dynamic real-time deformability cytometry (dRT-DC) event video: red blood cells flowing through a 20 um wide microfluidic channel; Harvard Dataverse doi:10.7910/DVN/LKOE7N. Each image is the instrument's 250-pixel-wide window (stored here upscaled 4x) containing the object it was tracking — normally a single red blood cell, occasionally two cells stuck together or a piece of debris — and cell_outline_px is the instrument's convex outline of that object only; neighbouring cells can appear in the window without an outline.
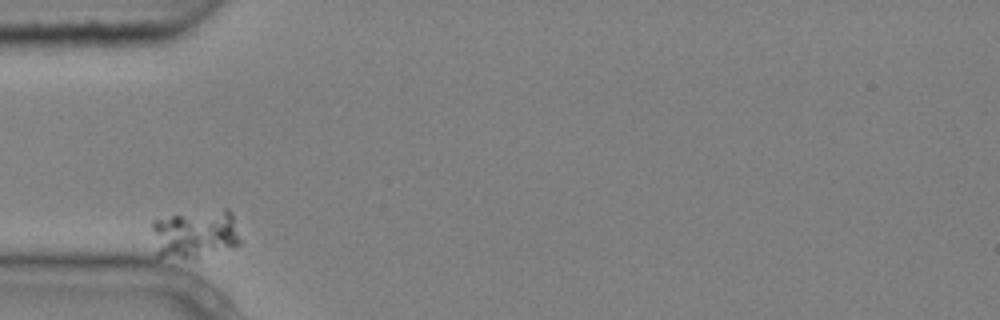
{"species": "common noctule bat (a hibernating species)", "species_latin": "Nyctalus noctula", "temperature_condition": "cold", "stored_images_in_passage": 3, "camera_frame_rate_fps": 3000, "um_per_image_px": 0.085, "animal": {"sex": "male", "body_mass_g": 20.4}, "frame": {"image": 1, "passage_image": 1, "time_ms": 0.0, "image_size_px": [1000, 320], "cell_outline_px": [[240, 244], [232, 248], [196, 256], [156, 256], [152, 228], [152, 220], [172, 216], [224, 208], [228, 208], [232, 212], [240, 240]], "centroid_in_image_um": [16.61, 19.84], "position_along_channel_um": 68.4, "area_um2": 24.45}}
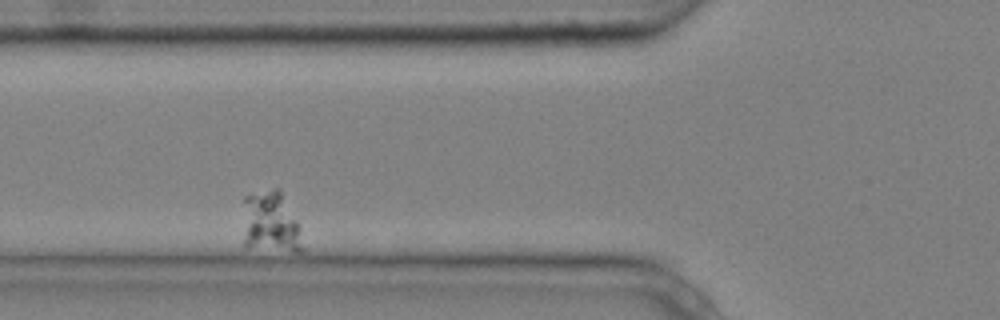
{"frame": {"image": 2, "passage_image": 2, "time_ms": 0.333, "image_size_px": [1000, 320], "cell_outline_px": [[304, 252], [292, 252], [244, 244], [240, 200], [244, 196], [272, 188], [280, 188], [296, 220], [304, 248]], "centroid_in_image_um": [22.95, 18.86], "position_along_channel_um": 102.8, "area_um2": 21.73}}